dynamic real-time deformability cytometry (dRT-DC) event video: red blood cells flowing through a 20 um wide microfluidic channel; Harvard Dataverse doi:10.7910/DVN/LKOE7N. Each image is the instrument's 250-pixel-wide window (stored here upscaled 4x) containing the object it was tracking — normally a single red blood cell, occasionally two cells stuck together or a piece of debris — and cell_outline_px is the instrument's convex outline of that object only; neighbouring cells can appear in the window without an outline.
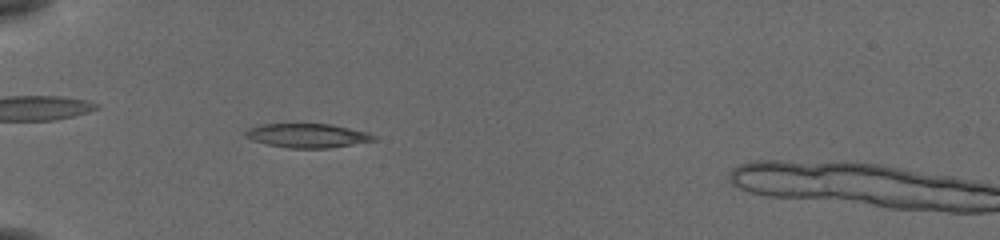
{"species": "common noctule bat (a hibernating species)", "species_latin": "Nyctalus noctula", "temperature_condition": "cold", "stored_images_in_passage": 52, "camera_frame_rate_fps": 3000, "um_per_image_px": 0.085, "animal": {"sex": "female", "body_mass_g": 19.5, "forearm_length_mm": 54.1}, "frame": {"image": 1, "passage_image": 16, "time_ms": 5.0, "image_size_px": [1000, 240], "cell_outline_px": [[380, 140], [328, 148], [288, 148], [268, 144], [252, 140], [244, 136], [244, 132], [248, 128], [260, 124], [332, 124], [368, 132], [376, 136]], "centroid_in_image_um": [26.16, 11.52], "position_along_channel_um": 58.8, "area_um2": 18.15}}
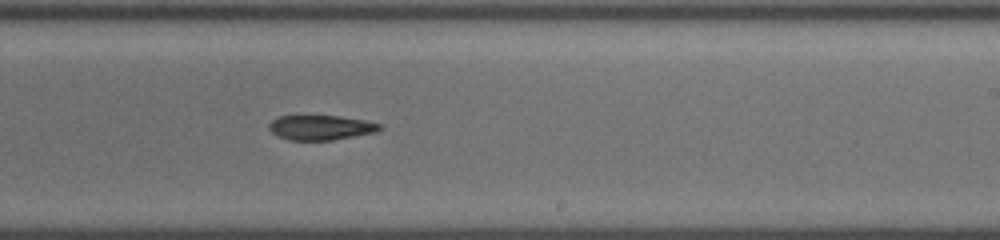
{"frame": {"image": 2, "passage_image": 33, "time_ms": 10.667, "image_size_px": [1000, 240], "cell_outline_px": [[384, 128], [376, 132], [332, 140], [288, 140], [276, 136], [268, 128], [268, 124], [272, 120], [280, 116], [296, 112], [340, 116], [364, 120], [384, 124]], "centroid_in_image_um": [27.22, 10.79], "position_along_channel_um": 261.8, "area_um2": 16.99}}
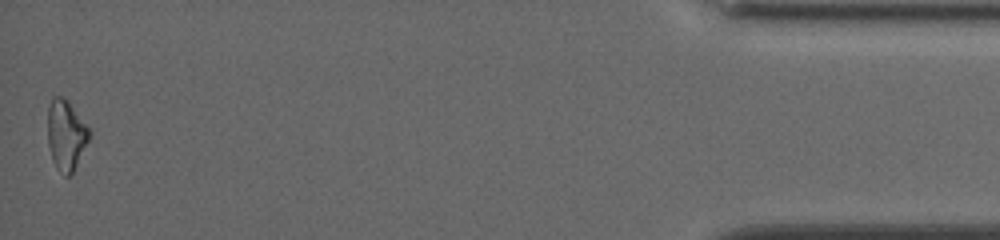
{"frame": {"image": 3, "passage_image": 52, "time_ms": 17.0, "image_size_px": [1000, 240], "cell_outline_px": [[92, 132], [72, 172], [68, 176], [64, 176], [56, 168], [52, 160], [48, 144], [48, 108], [52, 96], [64, 96], [68, 100]], "centroid_in_image_um": [5.59, 11.44], "position_along_channel_um": 429.6, "area_um2": 16.94}}